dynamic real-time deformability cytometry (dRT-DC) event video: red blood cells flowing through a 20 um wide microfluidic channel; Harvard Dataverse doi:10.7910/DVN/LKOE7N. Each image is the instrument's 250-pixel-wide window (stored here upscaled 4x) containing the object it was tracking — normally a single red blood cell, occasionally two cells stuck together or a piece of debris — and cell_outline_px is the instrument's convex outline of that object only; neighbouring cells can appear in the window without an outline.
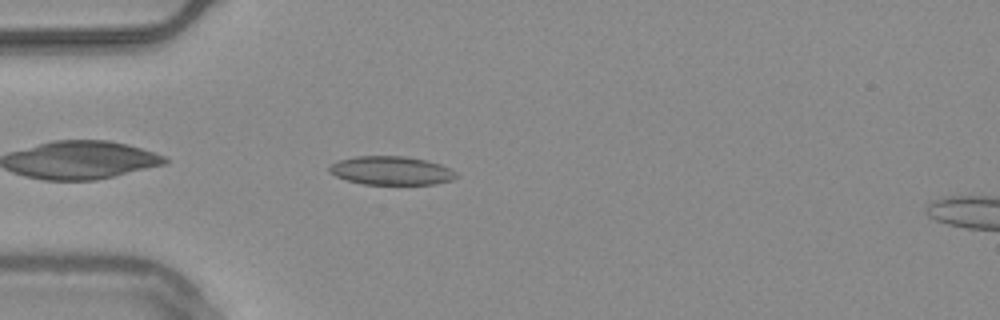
{"species": "common noctule bat (a hibernating species)", "species_latin": "Nyctalus noctula", "temperature_condition": "warm", "stored_images_in_passage": 34, "camera_frame_rate_fps": 3000, "um_per_image_px": 0.085, "animal": {"sex": "male", "body_mass_g": 20.4}, "frame": {"image": 1, "passage_image": 3, "time_ms": 0.667, "image_size_px": [1000, 320], "cell_outline_px": [[456, 176], [452, 180], [436, 184], [364, 184], [348, 180], [336, 176], [328, 172], [328, 168], [332, 164], [340, 160], [356, 156], [404, 156], [424, 160], [440, 164], [456, 172]], "centroid_in_image_um": [33.24, 14.5], "position_along_channel_um": 51.8, "area_um2": 20.92}}
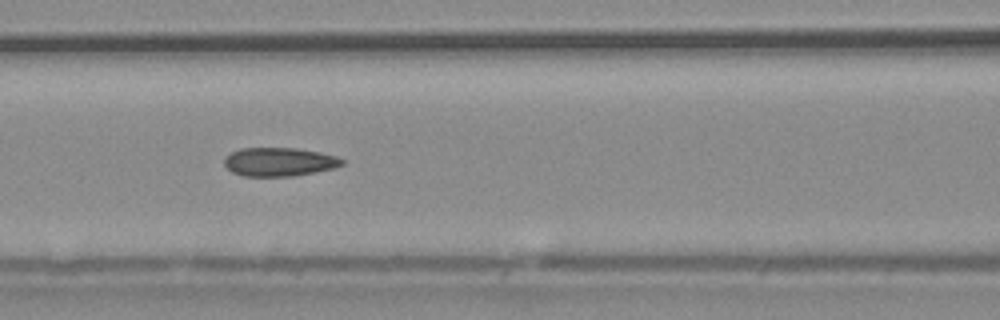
{"frame": {"image": 2, "passage_image": 11, "time_ms": 3.333, "image_size_px": [1000, 320], "cell_outline_px": [[344, 164], [332, 168], [292, 176], [244, 176], [232, 172], [224, 164], [224, 160], [232, 152], [240, 148], [296, 148], [320, 152], [336, 156], [344, 160]], "centroid_in_image_um": [23.73, 13.75], "position_along_channel_um": 142.9, "area_um2": 19.42}}
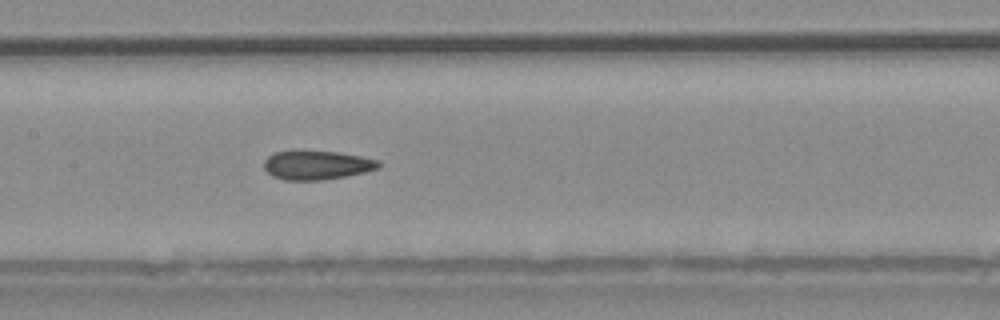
{"frame": {"image": 3, "passage_image": 14, "time_ms": 4.333, "image_size_px": [1000, 320], "cell_outline_px": [[380, 168], [364, 172], [344, 176], [320, 180], [284, 180], [272, 176], [264, 168], [264, 160], [272, 152], [336, 152], [360, 156], [380, 160]], "centroid_in_image_um": [26.93, 14.05], "position_along_channel_um": 180.5, "area_um2": 19.02}, "authors_computed_cell_mechanics": {"area_um2": 19.7098, "velocity_mm_per_s": 3.7743, "shape_relaxation_time_tau1_ms": null, "shape_relaxation_time_tau2_ms": 2.4591, "deformation_change_tau1": null, "deformation_change_tau2": 0.0912}}